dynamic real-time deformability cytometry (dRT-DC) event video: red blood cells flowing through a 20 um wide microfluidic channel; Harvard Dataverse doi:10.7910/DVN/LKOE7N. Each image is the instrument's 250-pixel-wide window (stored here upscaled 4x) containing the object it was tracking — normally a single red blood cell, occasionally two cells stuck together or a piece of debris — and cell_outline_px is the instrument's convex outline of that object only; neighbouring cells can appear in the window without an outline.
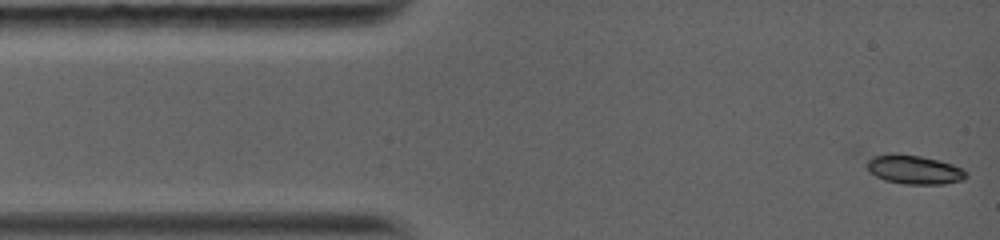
{"species": "common noctule bat (a hibernating species)", "species_latin": "Nyctalus noctula", "temperature_condition": "warm", "stored_images_in_passage": 35, "camera_frame_rate_fps": 5000, "um_per_image_px": 0.085, "animal": {"sex": "female", "body_mass_g": 19.0, "forearm_length_mm": 56.7}, "frame": {"image": 1, "passage_image": 1, "time_ms": 0.0, "image_size_px": [1000, 240], "cell_outline_px": [[968, 176], [964, 180], [944, 184], [904, 184], [884, 180], [876, 176], [864, 164], [860, 156], [892, 152], [896, 152], [920, 156], [952, 164], [964, 168], [968, 172]], "centroid_in_image_um": [77.6, 14.38], "position_along_channel_um": 7.4, "area_um2": 17.57}}
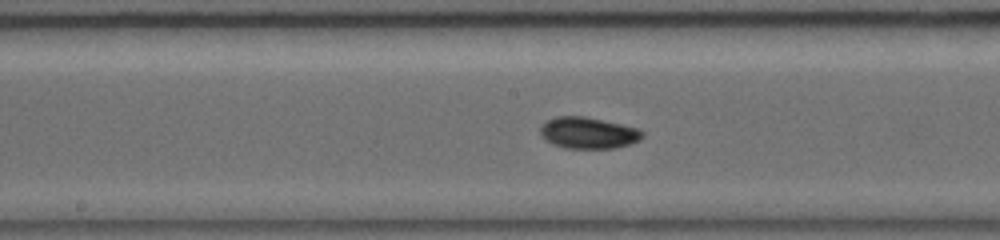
{"frame": {"image": 2, "passage_image": 16, "time_ms": 6.4, "image_size_px": [1000, 240], "cell_outline_px": [[644, 136], [640, 140], [632, 144], [616, 148], [564, 148], [552, 144], [544, 140], [540, 136], [540, 124], [556, 116], [584, 116], [640, 128], [644, 132]], "centroid_in_image_um": [50.0, 11.3], "position_along_channel_um": 198.2, "area_um2": 19.07}}
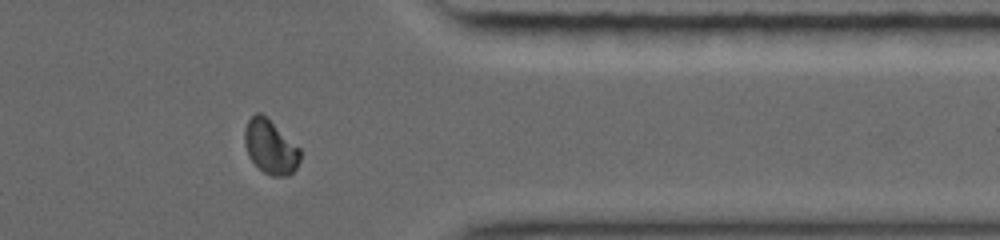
{"frame": {"image": 3, "passage_image": 30, "time_ms": 11.2, "image_size_px": [1000, 240], "cell_outline_px": [[300, 160], [296, 168], [288, 176], [272, 176], [264, 172], [248, 156], [244, 144], [244, 132], [248, 120], [256, 112], [260, 112], [300, 148]], "centroid_in_image_um": [22.97, 12.5], "position_along_channel_um": 388.4, "area_um2": 17.22}, "authors_computed_cell_mechanics": {"area_um2": 17.8024, "velocity_mm_per_s": 4.1384, "shape_relaxation_time_tau1_ms": 6.0421, "shape_relaxation_time_tau2_ms": null, "deformation_change_tau1": 0.1591, "deformation_change_tau2": null}}